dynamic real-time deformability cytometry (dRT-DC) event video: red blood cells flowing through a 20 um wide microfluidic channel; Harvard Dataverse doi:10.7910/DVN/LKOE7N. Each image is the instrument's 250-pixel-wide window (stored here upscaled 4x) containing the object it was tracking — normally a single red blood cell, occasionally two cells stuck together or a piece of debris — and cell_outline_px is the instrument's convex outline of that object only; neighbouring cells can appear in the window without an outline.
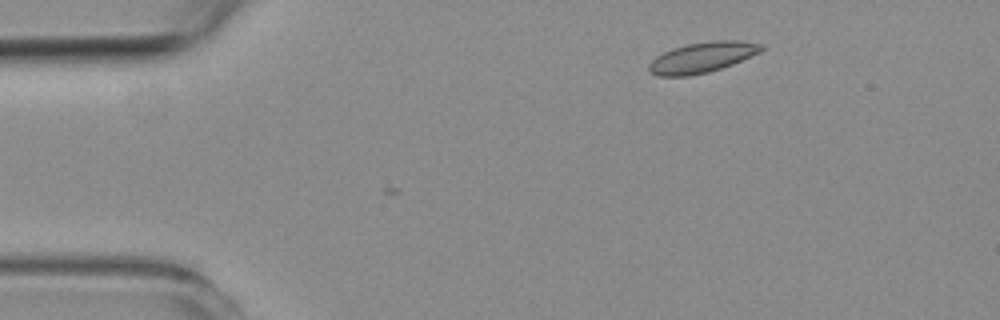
{"species": "common noctule bat (a hibernating species)", "species_latin": "Nyctalus noctula", "temperature_condition": "room temperature", "stored_images_in_passage": 3, "camera_frame_rate_fps": 3000, "um_per_image_px": 0.085, "animal": {"sex": "female", "body_mass_g": 19.3, "forearm_length_mm": 54.1}, "frame": {"image": 1, "passage_image": 1, "time_ms": 0.0, "image_size_px": [1000, 320], "cell_outline_px": [[764, 48], [760, 52], [732, 64], [708, 72], [688, 76], [656, 76], [648, 72], [648, 64], [656, 56], [672, 48], [688, 44], [716, 40], [736, 40], [764, 44]], "centroid_in_image_um": [59.66, 4.88], "position_along_channel_um": 25.3, "area_um2": 19.94}}